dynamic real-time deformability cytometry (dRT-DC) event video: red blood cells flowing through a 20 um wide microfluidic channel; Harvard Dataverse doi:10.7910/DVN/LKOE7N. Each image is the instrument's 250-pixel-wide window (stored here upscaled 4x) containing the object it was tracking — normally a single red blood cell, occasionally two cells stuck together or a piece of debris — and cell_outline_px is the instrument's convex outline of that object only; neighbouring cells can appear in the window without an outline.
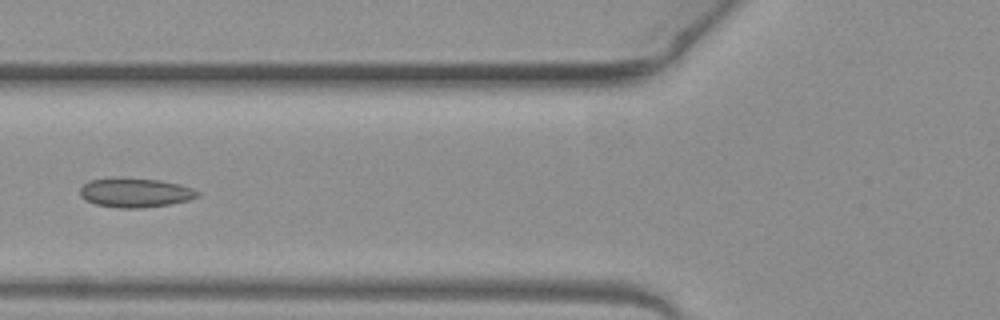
{"species": "common noctule bat (a hibernating species)", "species_latin": "Nyctalus noctula", "temperature_condition": "warm", "stored_images_in_passage": 4, "camera_frame_rate_fps": 3000, "um_per_image_px": 0.085, "animal": {"sex": "female", "body_mass_g": 19.3, "forearm_length_mm": 54.1}, "frame": {"image": 1, "passage_image": 3, "time_ms": 0.667, "image_size_px": [1000, 320], "cell_outline_px": [[200, 196], [188, 200], [168, 204], [140, 208], [116, 208], [96, 204], [84, 200], [80, 196], [80, 188], [88, 180], [108, 176], [120, 176], [160, 180], [180, 184], [192, 188], [200, 192]], "centroid_in_image_um": [11.44, 16.34], "position_along_channel_um": 114.4, "area_um2": 20.63}}
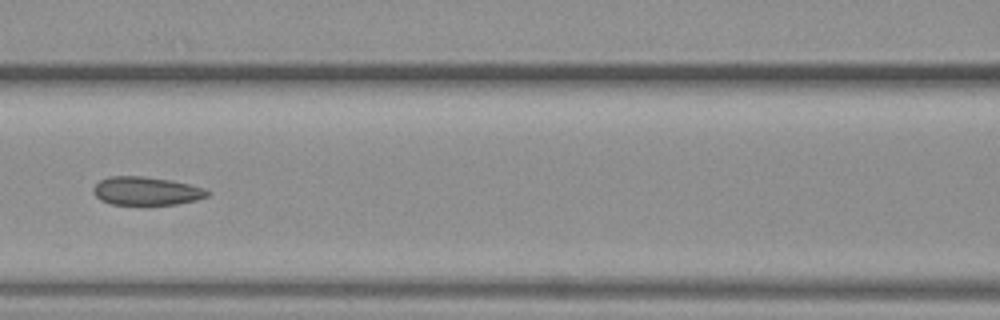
{"frame": {"image": 2, "passage_image": 4, "time_ms": 1.0, "image_size_px": [1000, 320], "cell_outline_px": [[212, 192], [208, 196], [196, 200], [176, 204], [112, 204], [100, 200], [92, 192], [92, 188], [100, 180], [108, 176], [140, 176], [172, 180], [204, 188]], "centroid_in_image_um": [12.43, 16.23], "position_along_channel_um": 154.2, "area_um2": 18.84}}